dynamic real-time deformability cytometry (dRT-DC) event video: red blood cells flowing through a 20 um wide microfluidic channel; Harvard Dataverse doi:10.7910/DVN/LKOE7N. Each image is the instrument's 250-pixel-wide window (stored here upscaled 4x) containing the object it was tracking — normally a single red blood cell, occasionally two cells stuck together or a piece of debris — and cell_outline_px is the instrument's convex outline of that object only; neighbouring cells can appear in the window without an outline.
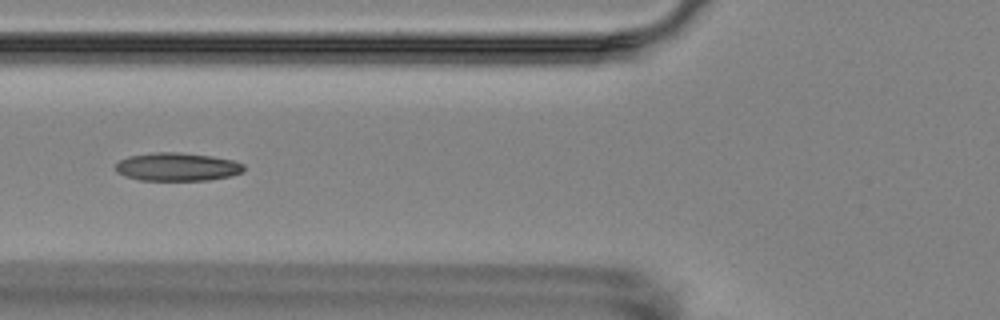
{"species": "Egyptian fruit bat (a non-hibernating species)", "species_latin": "Rousettus aegyptiacus", "temperature_condition": "room temperature", "stored_images_in_passage": 4, "camera_frame_rate_fps": 3000, "um_per_image_px": 0.085, "animal": {"sex": "female"}, "frame": {"image": 1, "passage_image": 3, "time_ms": 3.333, "image_size_px": [1000, 320], "cell_outline_px": [[244, 172], [232, 176], [208, 180], [140, 180], [124, 176], [116, 172], [116, 164], [120, 160], [128, 156], [152, 152], [180, 152], [212, 156], [232, 160], [244, 164]], "centroid_in_image_um": [15.07, 14.18], "position_along_channel_um": 110.7, "area_um2": 21.27}}
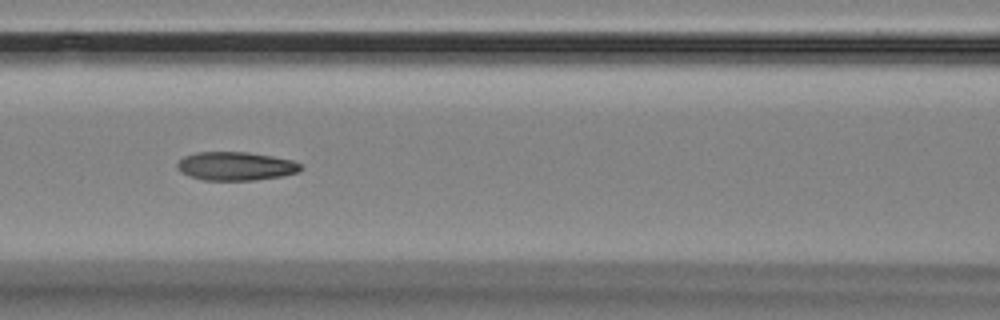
{"frame": {"image": 2, "passage_image": 4, "time_ms": 4.333, "image_size_px": [1000, 320], "cell_outline_px": [[300, 172], [284, 176], [256, 180], [204, 180], [180, 172], [176, 168], [176, 164], [184, 156], [196, 152], [248, 152], [272, 156], [292, 160], [300, 164]], "centroid_in_image_um": [20.04, 14.12], "position_along_channel_um": 146.6, "area_um2": 20.58}}